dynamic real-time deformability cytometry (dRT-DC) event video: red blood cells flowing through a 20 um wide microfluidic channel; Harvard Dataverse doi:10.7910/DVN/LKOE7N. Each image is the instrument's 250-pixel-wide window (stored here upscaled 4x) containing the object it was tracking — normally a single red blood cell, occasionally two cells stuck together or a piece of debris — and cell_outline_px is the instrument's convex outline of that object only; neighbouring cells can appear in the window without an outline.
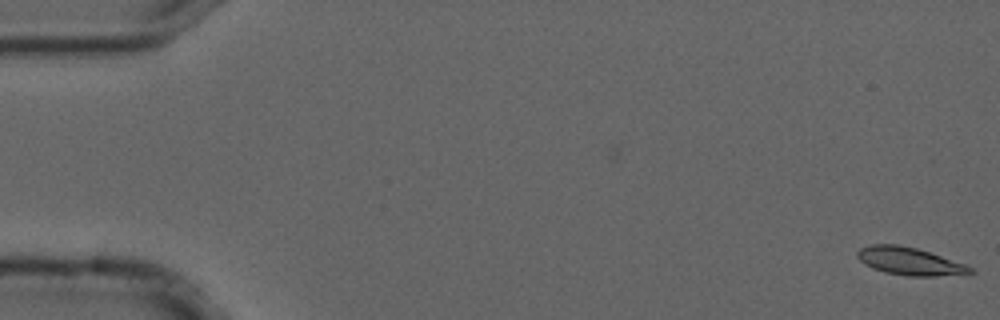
{"species": "common noctule bat (a hibernating species)", "species_latin": "Nyctalus noctula", "temperature_condition": "cold", "stored_images_in_passage": 2, "camera_frame_rate_fps": 3000, "um_per_image_px": 0.085, "animal": {"sex": "male", "forearm_length_mm": 52.5}, "frame": {"image": 1, "passage_image": 2, "time_ms": 0.333, "image_size_px": [1000, 320], "cell_outline_px": [[976, 272], [968, 276], [908, 276], [884, 272], [872, 268], [864, 264], [856, 256], [856, 252], [860, 248], [872, 244], [896, 244], [916, 248], [964, 264], [972, 268]], "centroid_in_image_um": [77.36, 22.23], "position_along_channel_um": 7.6, "area_um2": 18.44}}